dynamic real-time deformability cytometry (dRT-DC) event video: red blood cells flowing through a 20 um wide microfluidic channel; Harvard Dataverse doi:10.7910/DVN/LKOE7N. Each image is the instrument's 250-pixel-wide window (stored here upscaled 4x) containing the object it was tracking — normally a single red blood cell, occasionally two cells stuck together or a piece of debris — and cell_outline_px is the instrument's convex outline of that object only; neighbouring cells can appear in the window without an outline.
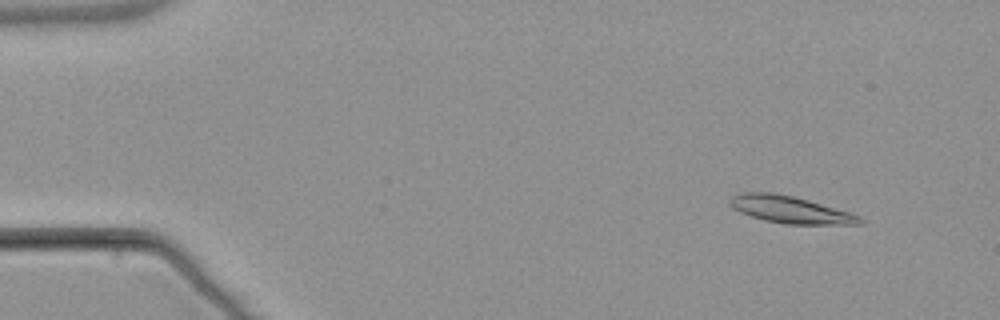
{"species": "common noctule bat (a hibernating species)", "species_latin": "Nyctalus noctula", "temperature_condition": "warm", "stored_images_in_passage": 5, "camera_frame_rate_fps": 3000, "um_per_image_px": 0.085, "animal": {"sex": "male", "body_mass_g": 21.5, "forearm_length_mm": 52.0}, "frame": {"image": 1, "passage_image": 2, "time_ms": 1.333, "image_size_px": [1000, 320], "cell_outline_px": [[864, 224], [784, 224], [764, 220], [740, 212], [732, 208], [728, 204], [728, 200], [732, 196], [740, 192], [772, 192], [792, 196], [808, 200], [848, 212], [860, 216], [864, 220]], "centroid_in_image_um": [67.12, 17.81], "position_along_channel_um": 17.9, "area_um2": 20.46}}
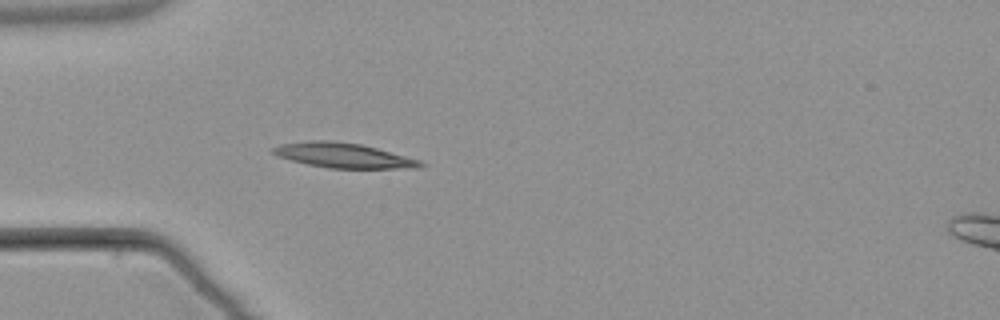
{"frame": {"image": 2, "passage_image": 5, "time_ms": 5.0, "image_size_px": [1000, 320], "cell_outline_px": [[428, 164], [420, 168], [328, 168], [308, 164], [276, 156], [272, 152], [272, 148], [280, 144], [312, 140], [328, 140], [360, 144], [376, 148], [420, 160]], "centroid_in_image_um": [29.2, 13.21], "position_along_channel_um": 55.8, "area_um2": 21.21}}